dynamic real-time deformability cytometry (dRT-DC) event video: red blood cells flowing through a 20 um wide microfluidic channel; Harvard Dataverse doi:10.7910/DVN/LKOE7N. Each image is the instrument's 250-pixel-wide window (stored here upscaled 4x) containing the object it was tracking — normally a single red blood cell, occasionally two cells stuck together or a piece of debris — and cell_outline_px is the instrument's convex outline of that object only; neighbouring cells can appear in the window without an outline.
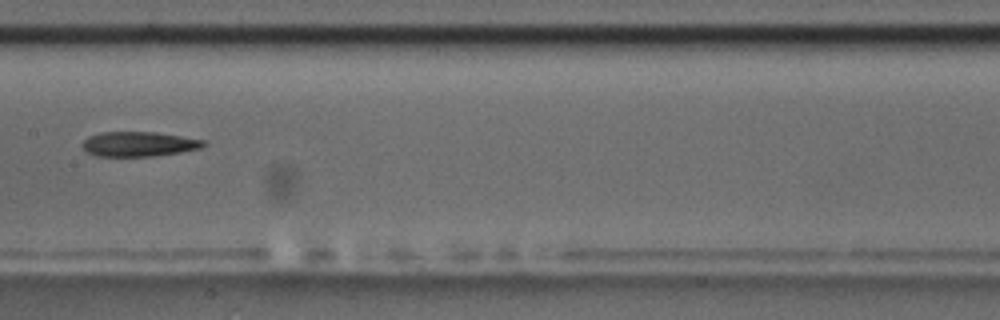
{"species": "common noctule bat (a hibernating species)", "species_latin": "Nyctalus noctula", "temperature_condition": "room temperature", "stored_images_in_passage": 7, "camera_frame_rate_fps": 3000, "um_per_image_px": 0.085, "animal": {"sex": "male", "body_mass_g": 17.5, "forearm_length_mm": 52.3}, "frame": {"image": 1, "passage_image": 5, "time_ms": 4.667, "image_size_px": [1000, 320], "cell_outline_px": [[208, 144], [200, 148], [180, 152], [156, 156], [96, 156], [88, 152], [80, 144], [88, 136], [100, 132], [156, 132], [204, 140]], "centroid_in_image_um": [11.79, 12.24], "position_along_channel_um": 195.6, "area_um2": 17.51}}
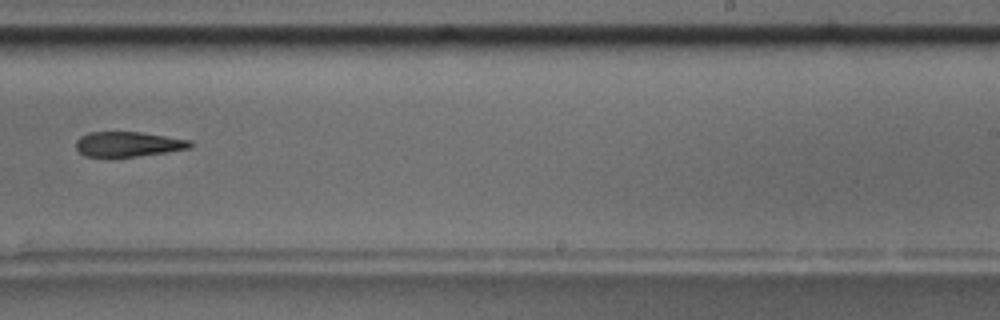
{"frame": {"image": 2, "passage_image": 7, "time_ms": 7.0, "image_size_px": [1000, 320], "cell_outline_px": [[196, 144], [192, 148], [136, 156], [84, 156], [76, 148], [76, 140], [80, 136], [88, 132], [140, 132], [192, 140]], "centroid_in_image_um": [10.93, 12.24], "position_along_channel_um": 278.1, "area_um2": 16.59}}